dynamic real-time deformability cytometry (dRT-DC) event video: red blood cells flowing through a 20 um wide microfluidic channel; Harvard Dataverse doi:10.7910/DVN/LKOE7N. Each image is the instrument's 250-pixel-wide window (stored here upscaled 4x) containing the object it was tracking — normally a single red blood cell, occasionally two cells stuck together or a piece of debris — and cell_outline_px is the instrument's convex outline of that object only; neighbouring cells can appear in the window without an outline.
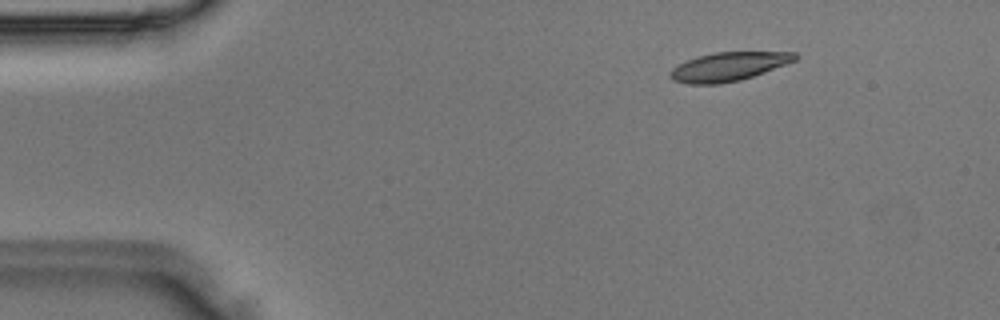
{"species": "Egyptian fruit bat (a non-hibernating species)", "species_latin": "Rousettus aegyptiacus", "temperature_condition": "room temperature", "stored_images_in_passage": 45, "camera_frame_rate_fps": 3000, "um_per_image_px": 0.085, "animal": {"sex": "male"}, "frame": {"image": 1, "passage_image": 3, "time_ms": 0.667, "image_size_px": [1000, 320], "cell_outline_px": [[800, 56], [796, 60], [764, 72], [740, 80], [720, 84], [688, 84], [672, 80], [668, 76], [668, 72], [672, 68], [696, 56], [716, 52], [796, 52]], "centroid_in_image_um": [61.9, 5.66], "position_along_channel_um": 23.1, "area_um2": 20.92}}
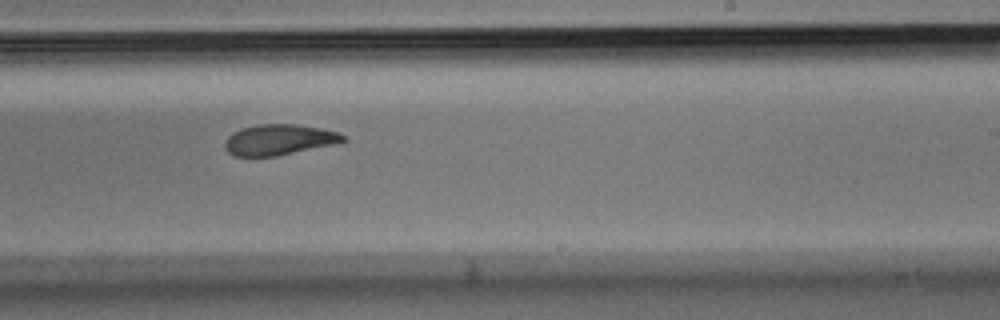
{"frame": {"image": 2, "passage_image": 26, "time_ms": 8.333, "image_size_px": [1000, 320], "cell_outline_px": [[348, 140], [340, 144], [276, 156], [236, 156], [228, 152], [224, 148], [224, 140], [232, 132], [244, 128], [260, 124], [296, 124], [320, 128], [336, 132], [344, 136]], "centroid_in_image_um": [23.75, 11.89], "position_along_channel_um": 265.3, "area_um2": 21.33}}
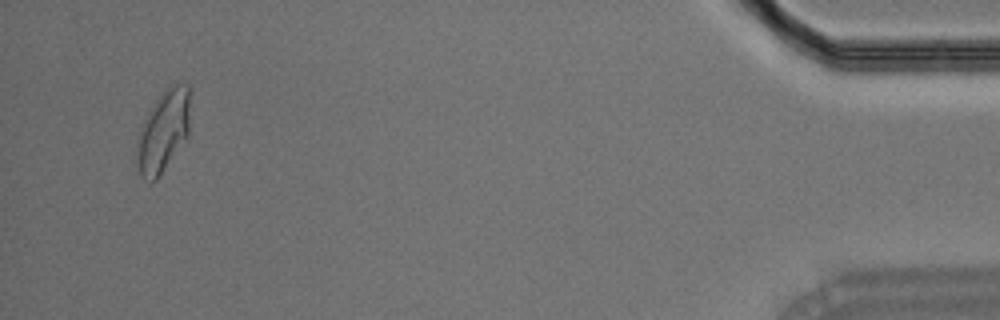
{"frame": {"image": 3, "passage_image": 43, "time_ms": 14.0, "image_size_px": [1000, 320], "cell_outline_px": [[192, 92], [188, 136], [156, 180], [144, 180], [140, 176], [136, 156], [136, 140], [140, 124], [156, 100], [172, 80], [188, 84]], "centroid_in_image_um": [13.9, 11.05], "position_along_channel_um": 421.3, "area_um2": 26.18}}